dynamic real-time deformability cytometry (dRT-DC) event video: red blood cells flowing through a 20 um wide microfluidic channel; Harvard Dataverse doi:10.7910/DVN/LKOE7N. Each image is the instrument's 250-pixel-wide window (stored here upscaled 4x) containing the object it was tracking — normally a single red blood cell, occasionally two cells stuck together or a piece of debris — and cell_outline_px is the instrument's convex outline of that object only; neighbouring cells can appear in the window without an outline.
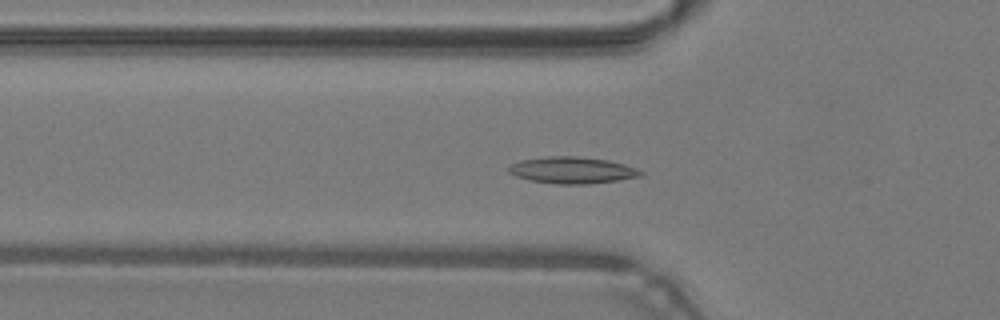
{"species": "common noctule bat (a hibernating species)", "species_latin": "Nyctalus noctula", "temperature_condition": "warm", "stored_images_in_passage": 47, "camera_frame_rate_fps": 3000, "um_per_image_px": 0.085, "animal": {"sex": "male", "body_mass_g": 19.2, "forearm_length_mm": 51.8}, "frame": {"image": 1, "passage_image": 15, "time_ms": 4.667, "image_size_px": [1000, 320], "cell_outline_px": [[644, 172], [640, 176], [616, 180], [588, 184], [556, 184], [532, 180], [516, 176], [508, 172], [508, 168], [512, 164], [520, 160], [548, 156], [580, 156], [608, 160], [624, 164], [636, 168]], "centroid_in_image_um": [48.63, 14.46], "position_along_channel_um": 77.2, "area_um2": 20.35}}
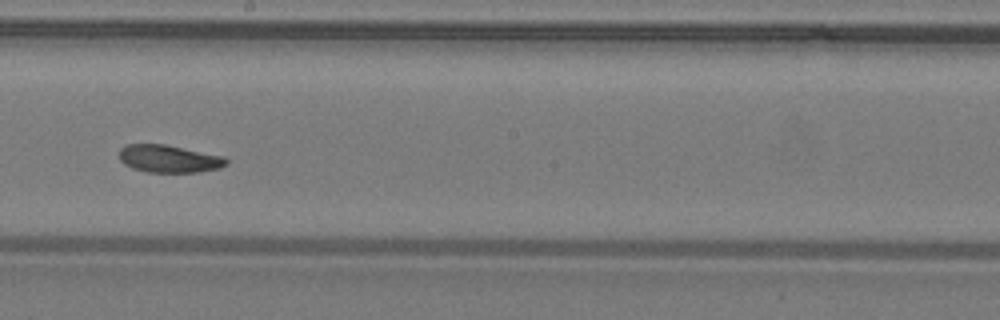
{"frame": {"image": 2, "passage_image": 26, "time_ms": 8.333, "image_size_px": [1000, 320], "cell_outline_px": [[228, 164], [220, 168], [200, 172], [148, 172], [132, 168], [124, 164], [120, 160], [120, 148], [124, 144], [164, 144], [224, 156], [228, 160]], "centroid_in_image_um": [14.37, 13.49], "position_along_channel_um": 233.8, "area_um2": 17.28}}
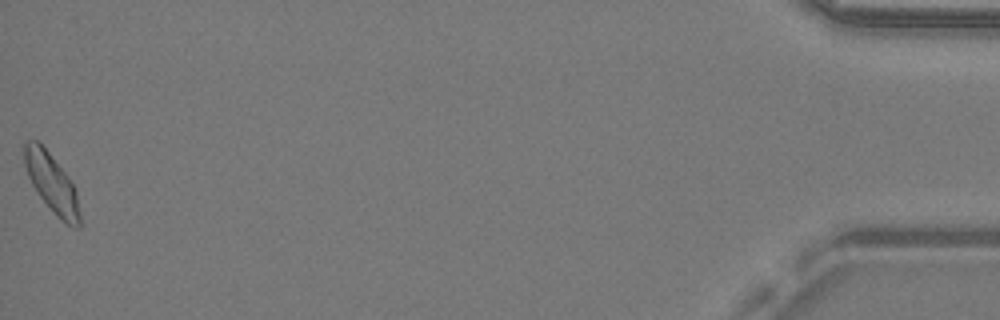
{"frame": {"image": 3, "passage_image": 47, "time_ms": 15.333, "image_size_px": [1000, 320], "cell_outline_px": [[80, 228], [72, 228], [64, 224], [56, 216], [36, 192], [28, 176], [24, 164], [24, 140], [40, 140], [68, 176], [76, 192], [80, 212]], "centroid_in_image_um": [4.39, 15.57], "position_along_channel_um": 430.8, "area_um2": 19.36}, "authors_computed_cell_mechanics": {"area_um2": 18.0336, "velocity_mm_per_s": 4.2558, "shape_relaxation_time_tau1_ms": 3.5159, "shape_relaxation_time_tau2_ms": null, "deformation_change_tau1": 0.1012, "deformation_change_tau2": null}}